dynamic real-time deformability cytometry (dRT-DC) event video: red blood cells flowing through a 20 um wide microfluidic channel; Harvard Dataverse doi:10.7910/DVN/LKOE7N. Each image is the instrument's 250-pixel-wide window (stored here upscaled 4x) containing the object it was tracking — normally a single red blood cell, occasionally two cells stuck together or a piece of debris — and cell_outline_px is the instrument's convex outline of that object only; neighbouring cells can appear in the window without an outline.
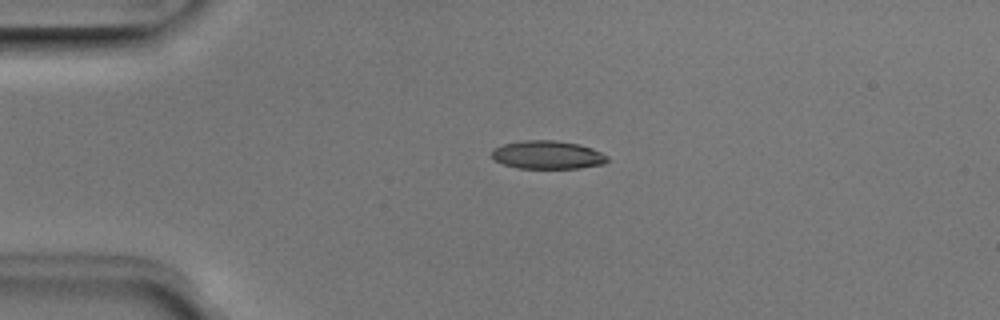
{"species": "Egyptian fruit bat (a non-hibernating species)", "species_latin": "Rousettus aegyptiacus", "temperature_condition": "room temperature", "stored_images_in_passage": 3, "camera_frame_rate_fps": 3000, "um_per_image_px": 0.085, "animal": {"sex": "male"}, "frame": {"image": 1, "passage_image": 2, "time_ms": 0.333, "image_size_px": [1000, 320], "cell_outline_px": [[608, 160], [604, 164], [580, 168], [516, 168], [504, 164], [496, 160], [492, 156], [492, 148], [504, 144], [520, 140], [556, 140], [580, 144], [592, 148], [608, 156]], "centroid_in_image_um": [46.55, 13.15], "position_along_channel_um": 38.5, "area_um2": 19.13}}